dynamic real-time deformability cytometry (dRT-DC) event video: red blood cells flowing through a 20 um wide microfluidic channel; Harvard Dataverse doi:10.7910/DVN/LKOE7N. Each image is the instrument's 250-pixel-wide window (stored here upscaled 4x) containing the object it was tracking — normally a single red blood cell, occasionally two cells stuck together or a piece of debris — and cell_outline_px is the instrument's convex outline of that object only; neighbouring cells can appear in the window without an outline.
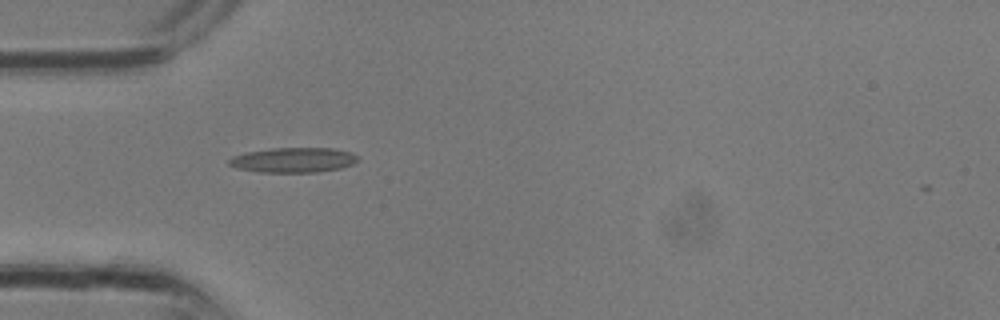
{"species": "common noctule bat (a hibernating species)", "species_latin": "Nyctalus noctula", "temperature_condition": "room temperature", "stored_images_in_passage": 12, "camera_frame_rate_fps": 3000, "um_per_image_px": 0.085, "animal": {"sex": "male", "body_mass_g": 13.3}, "frame": {"image": 1, "passage_image": 1, "time_ms": 0.0, "image_size_px": [1000, 320], "cell_outline_px": [[360, 160], [352, 164], [340, 168], [316, 172], [260, 172], [236, 168], [228, 164], [228, 160], [232, 156], [244, 152], [272, 148], [332, 148], [352, 152], [360, 156]], "centroid_in_image_um": [24.95, 13.59], "position_along_channel_um": 60.1, "area_um2": 18.9}}
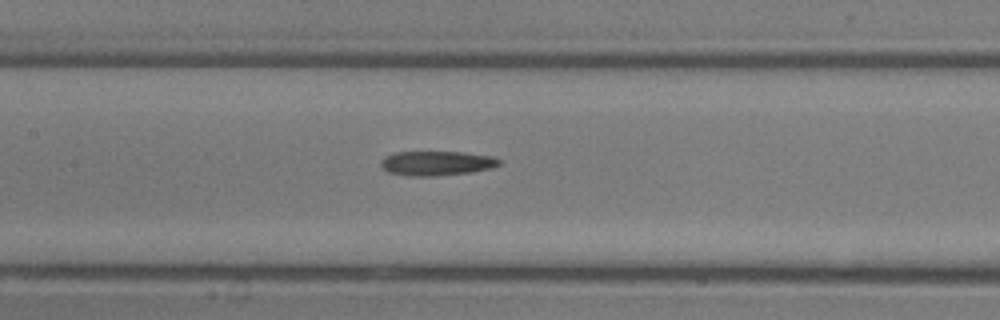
{"frame": {"image": 2, "passage_image": 6, "time_ms": 1.667, "image_size_px": [1000, 320], "cell_outline_px": [[500, 164], [492, 168], [472, 172], [436, 176], [408, 176], [388, 172], [380, 164], [380, 160], [384, 156], [396, 152], [460, 152], [492, 156], [500, 160]], "centroid_in_image_um": [37.1, 13.88], "position_along_channel_um": 170.3, "area_um2": 16.94}}
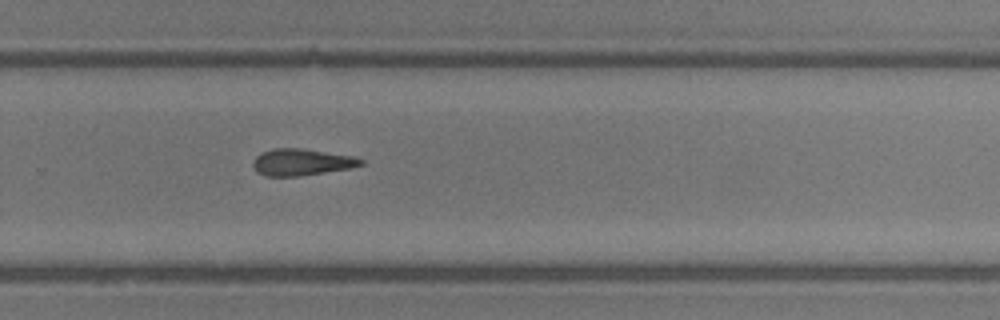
{"frame": {"image": 3, "passage_image": 12, "time_ms": 3.667, "image_size_px": [1000, 320], "cell_outline_px": [[364, 164], [352, 168], [300, 176], [264, 176], [256, 172], [252, 164], [256, 156], [260, 152], [272, 148], [300, 148], [352, 156], [364, 160]], "centroid_in_image_um": [25.61, 13.79], "position_along_channel_um": 304.2, "area_um2": 16.88}}